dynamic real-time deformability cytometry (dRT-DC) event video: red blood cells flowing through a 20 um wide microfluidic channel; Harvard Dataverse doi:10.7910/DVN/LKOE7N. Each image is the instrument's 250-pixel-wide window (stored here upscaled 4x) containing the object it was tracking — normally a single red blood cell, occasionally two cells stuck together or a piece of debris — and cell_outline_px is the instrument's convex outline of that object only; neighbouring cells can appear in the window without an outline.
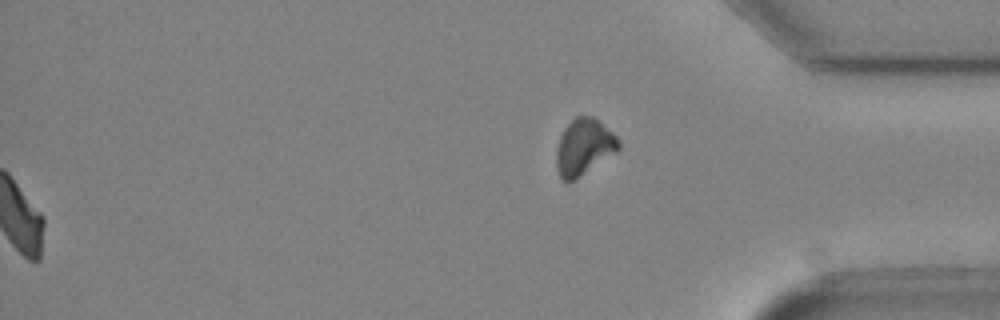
{"species": "Egyptian fruit bat (a non-hibernating species)", "species_latin": "Rousettus aegyptiacus", "temperature_condition": "cold", "stored_images_in_passage": 52, "segment_of_instrument_passage": [2, 2], "camera_frame_rate_fps": 3000, "um_per_image_px": 0.085, "animal": {"sex": "female"}, "frame": {"image": 1, "passage_image": 52, "time_ms": 17.0, "image_size_px": [1000, 320], "cell_outline_px": [[620, 148], [616, 152], [576, 180], [568, 184], [560, 176], [556, 168], [556, 148], [560, 136], [564, 128], [576, 116], [592, 116], [612, 132], [616, 136], [620, 144]], "centroid_in_image_um": [49.61, 12.53], "position_along_channel_um": 385.6, "area_um2": 20.46}}